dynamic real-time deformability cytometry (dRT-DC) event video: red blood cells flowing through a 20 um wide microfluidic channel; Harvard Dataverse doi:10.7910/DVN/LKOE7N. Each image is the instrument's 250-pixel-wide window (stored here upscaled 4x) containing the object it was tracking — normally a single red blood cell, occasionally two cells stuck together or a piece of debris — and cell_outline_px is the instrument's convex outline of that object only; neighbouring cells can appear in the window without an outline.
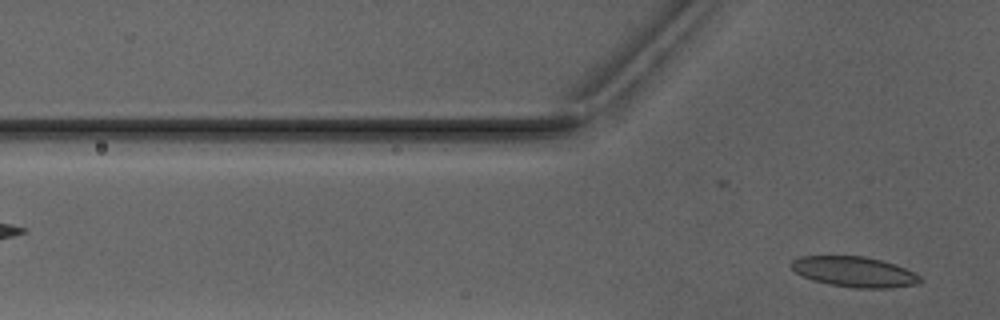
{"species": "Egyptian fruit bat (a non-hibernating species)", "species_latin": "Rousettus aegyptiacus", "temperature_condition": "warm", "stored_images_in_passage": 4, "camera_frame_rate_fps": 3000, "um_per_image_px": 0.085, "animal": {"sex": "male"}, "frame": {"image": 1, "passage_image": 4, "time_ms": 3.667, "image_size_px": [1000, 320], "cell_outline_px": [[924, 280], [920, 284], [888, 288], [856, 288], [828, 284], [812, 280], [796, 272], [788, 264], [792, 260], [800, 256], [864, 256], [896, 264], [920, 276]], "centroid_in_image_um": [72.63, 23.11], "position_along_channel_um": 53.2, "area_um2": 22.89}}